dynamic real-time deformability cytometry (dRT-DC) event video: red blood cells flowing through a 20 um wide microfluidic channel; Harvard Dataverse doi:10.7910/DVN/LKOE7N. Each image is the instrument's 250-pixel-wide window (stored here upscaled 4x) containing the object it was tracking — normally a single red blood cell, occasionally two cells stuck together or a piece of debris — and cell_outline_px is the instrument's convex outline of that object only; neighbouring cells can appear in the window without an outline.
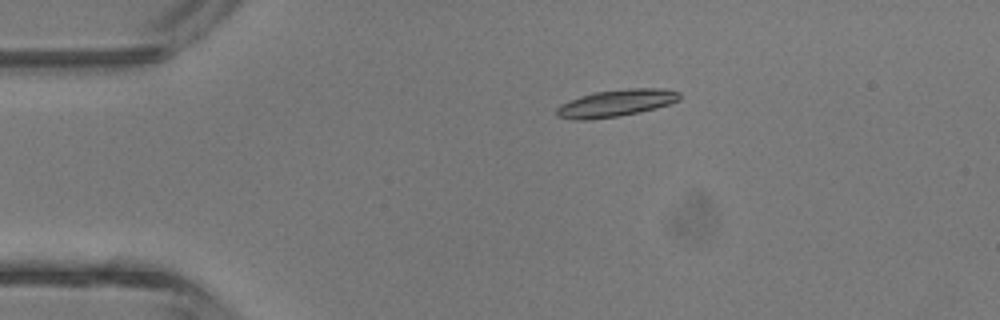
{"species": "common noctule bat (a hibernating species)", "species_latin": "Nyctalus noctula", "temperature_condition": "room temperature", "stored_images_in_passage": 3, "camera_frame_rate_fps": 3000, "um_per_image_px": 0.085, "animal": {"sex": "male", "body_mass_g": 13.3}, "frame": {"image": 1, "passage_image": 3, "time_ms": 2.333, "image_size_px": [1000, 320], "cell_outline_px": [[680, 100], [656, 108], [640, 112], [616, 116], [588, 120], [572, 120], [556, 116], [556, 108], [560, 104], [580, 96], [596, 92], [628, 88], [664, 88], [680, 92]], "centroid_in_image_um": [52.35, 8.76], "position_along_channel_um": 32.6, "area_um2": 19.42}}